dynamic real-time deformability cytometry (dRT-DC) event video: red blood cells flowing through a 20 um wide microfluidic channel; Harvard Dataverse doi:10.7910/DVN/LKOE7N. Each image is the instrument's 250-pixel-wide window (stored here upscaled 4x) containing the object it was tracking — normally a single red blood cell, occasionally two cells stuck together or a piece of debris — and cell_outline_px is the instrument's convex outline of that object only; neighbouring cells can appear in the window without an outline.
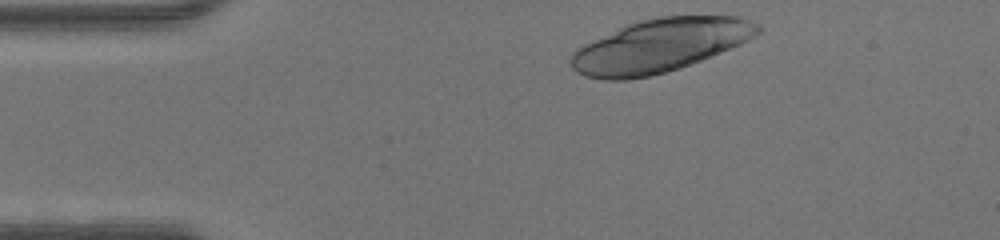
{"species": "human", "species_latin": "Homo sapiens", "temperature_condition": "warm", "stored_images_in_passage": 10, "camera_frame_rate_fps": 3000, "um_per_image_px": 0.085, "donor": {"sex": "male"}, "frame": {"image": 1, "passage_image": 1, "time_ms": 0.0, "image_size_px": [1000, 240], "cell_outline_px": [[764, 28], [756, 36], [740, 44], [680, 68], [648, 76], [628, 80], [604, 80], [584, 76], [576, 72], [572, 68], [568, 60], [572, 52], [576, 48], [584, 44], [628, 24], [640, 20], [660, 16], [740, 16], [760, 24]], "centroid_in_image_um": [56.08, 3.88], "position_along_channel_um": 28.9, "area_um2": 58.03}}